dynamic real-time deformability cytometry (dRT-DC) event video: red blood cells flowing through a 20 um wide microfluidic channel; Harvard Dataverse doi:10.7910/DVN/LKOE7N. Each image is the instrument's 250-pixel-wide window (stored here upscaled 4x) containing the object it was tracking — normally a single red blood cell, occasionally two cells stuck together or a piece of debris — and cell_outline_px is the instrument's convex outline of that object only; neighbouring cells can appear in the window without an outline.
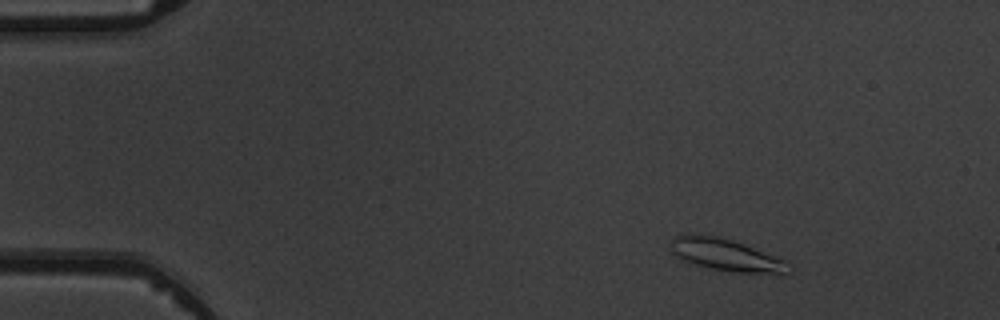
{"species": "common noctule bat (a hibernating species)", "species_latin": "Nyctalus noctula", "temperature_condition": "warm", "stored_images_in_passage": 3, "camera_frame_rate_fps": 3000, "um_per_image_px": 0.085, "animal": {"sex": "male", "body_mass_g": 19.5, "forearm_length_mm": 54.6}, "frame": {"image": 1, "passage_image": 1, "time_ms": 0.0, "image_size_px": [1000, 320], "cell_outline_px": [[788, 272], [732, 272], [712, 268], [680, 260], [672, 252], [672, 240], [676, 236], [688, 232], [696, 232], [720, 236], [744, 244], [776, 256], [784, 260]], "centroid_in_image_um": [61.57, 21.6], "position_along_channel_um": 23.4, "area_um2": 21.73}}